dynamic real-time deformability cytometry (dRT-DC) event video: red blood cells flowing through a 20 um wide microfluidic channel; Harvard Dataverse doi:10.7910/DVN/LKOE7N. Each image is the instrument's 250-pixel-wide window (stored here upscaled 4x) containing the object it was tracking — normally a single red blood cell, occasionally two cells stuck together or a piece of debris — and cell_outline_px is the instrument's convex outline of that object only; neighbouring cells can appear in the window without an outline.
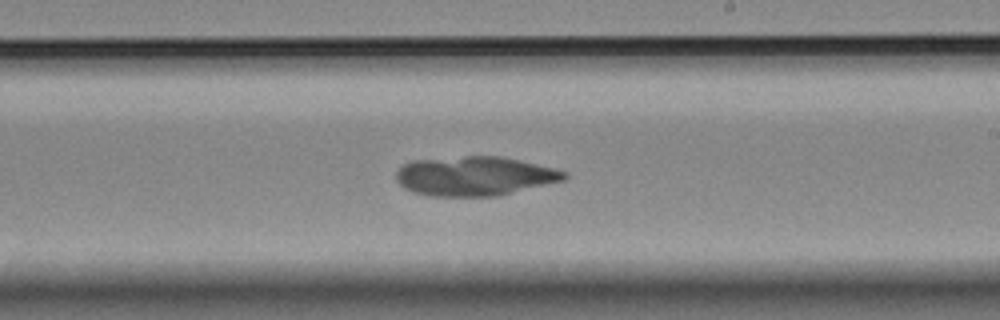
{"species": "Egyptian fruit bat (a non-hibernating species)", "species_latin": "Rousettus aegyptiacus", "temperature_condition": "room temperature", "stored_images_in_passage": 43, "camera_frame_rate_fps": 3000, "um_per_image_px": 0.085, "animal": {"sex": "female"}, "frame": {"image": 1, "passage_image": 26, "time_ms": 8.333, "image_size_px": [1000, 320], "cell_outline_px": [[568, 176], [564, 180], [496, 196], [432, 196], [416, 192], [404, 188], [396, 180], [396, 172], [404, 164], [412, 160], [464, 156], [500, 156], [552, 168], [568, 172]], "centroid_in_image_um": [40.32, 14.96], "position_along_channel_um": 248.7, "area_um2": 38.15}}
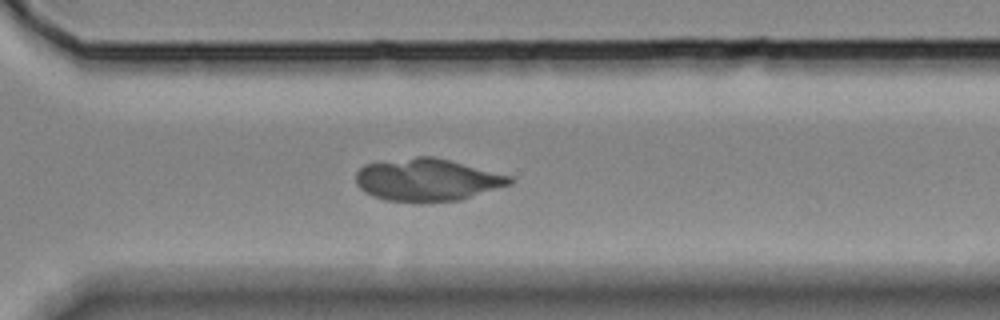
{"frame": {"image": 2, "passage_image": 32, "time_ms": 10.333, "image_size_px": [1000, 320], "cell_outline_px": [[512, 184], [460, 200], [384, 200], [372, 196], [364, 192], [356, 184], [356, 172], [364, 164], [416, 156], [432, 156], [512, 176]], "centroid_in_image_um": [36.29, 15.26], "position_along_channel_um": 334.3, "area_um2": 37.4}}
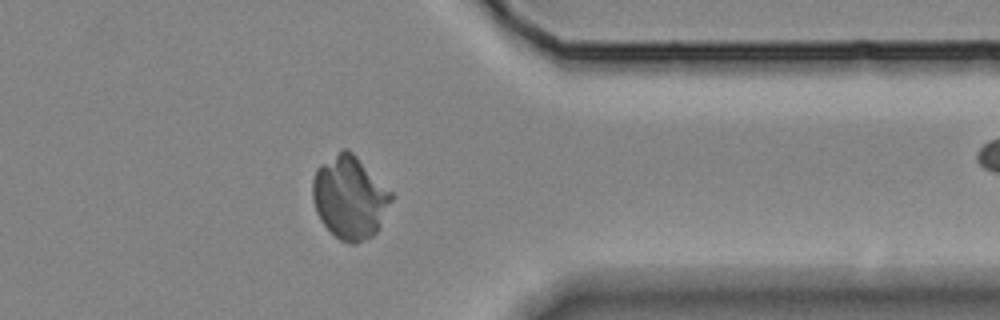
{"frame": {"image": 3, "passage_image": 36, "time_ms": 11.667, "image_size_px": [1000, 320], "cell_outline_px": [[392, 200], [376, 232], [372, 236], [356, 244], [352, 244], [340, 240], [320, 220], [316, 212], [312, 200], [312, 180], [316, 168], [320, 164], [344, 148], [348, 148], [392, 192]], "centroid_in_image_um": [29.7, 16.78], "position_along_channel_um": 381.7, "area_um2": 37.74}}